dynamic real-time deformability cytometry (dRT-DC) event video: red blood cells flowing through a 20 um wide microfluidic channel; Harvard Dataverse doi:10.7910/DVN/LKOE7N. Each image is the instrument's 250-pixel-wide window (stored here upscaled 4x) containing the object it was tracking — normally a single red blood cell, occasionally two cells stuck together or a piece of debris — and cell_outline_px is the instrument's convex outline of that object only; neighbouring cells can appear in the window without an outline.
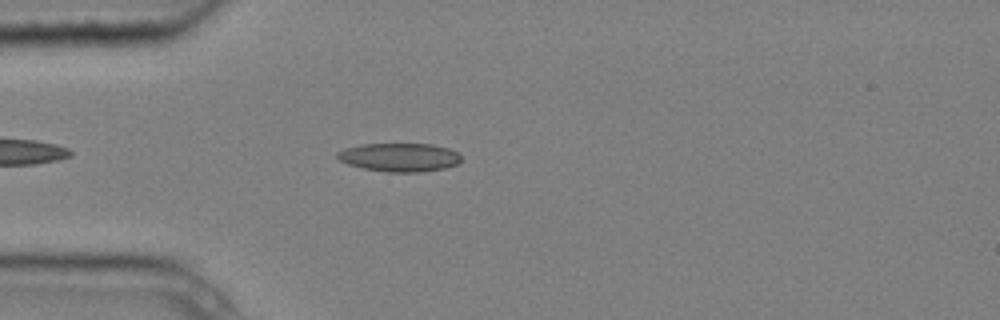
{"species": "common noctule bat (a hibernating species)", "species_latin": "Nyctalus noctula", "temperature_condition": "cold", "stored_images_in_passage": 5, "camera_frame_rate_fps": 3000, "um_per_image_px": 0.085, "animal": {"sex": "male", "body_mass_g": 20.4}, "frame": {"image": 1, "passage_image": 5, "time_ms": 1.333, "image_size_px": [1000, 320], "cell_outline_px": [[460, 160], [456, 164], [444, 168], [420, 172], [388, 172], [364, 168], [348, 164], [340, 160], [336, 156], [336, 152], [344, 148], [364, 144], [432, 144], [448, 148], [456, 152], [460, 156]], "centroid_in_image_um": [33.93, 13.36], "position_along_channel_um": 51.1, "area_um2": 20.4}}